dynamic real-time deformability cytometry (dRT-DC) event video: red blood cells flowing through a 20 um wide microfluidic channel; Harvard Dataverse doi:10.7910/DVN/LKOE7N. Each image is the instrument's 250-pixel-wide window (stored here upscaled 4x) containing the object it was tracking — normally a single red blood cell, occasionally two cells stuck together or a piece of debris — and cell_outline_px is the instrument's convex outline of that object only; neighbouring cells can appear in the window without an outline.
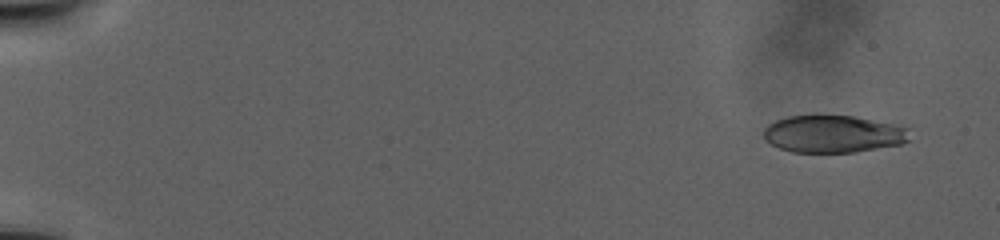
{"species": "human", "species_latin": "Homo sapiens", "temperature_condition": "warm", "stored_images_in_passage": 110, "camera_frame_rate_fps": 3000, "um_per_image_px": 0.085, "donor": {"sex": "male"}, "frame": {"image": 1, "passage_image": 1, "time_ms": 0.0, "image_size_px": [1000, 240], "cell_outline_px": [[908, 140], [900, 144], [856, 152], [792, 152], [780, 148], [772, 144], [764, 136], [764, 128], [768, 124], [776, 120], [788, 116], [812, 112], [816, 112], [852, 116], [896, 124], [908, 128]], "centroid_in_image_um": [70.78, 11.34], "position_along_channel_um": 14.2, "area_um2": 32.43}}
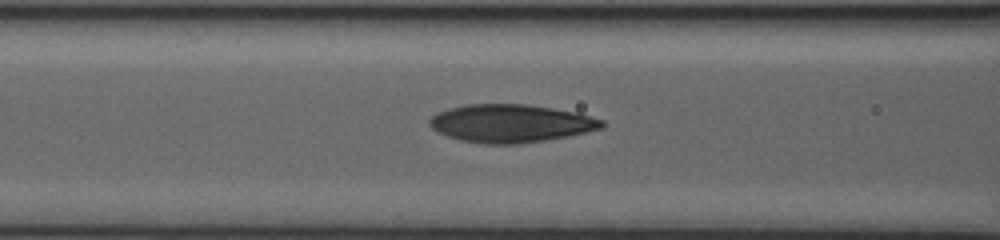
{"frame": {"image": 2, "passage_image": 94, "time_ms": 17.0, "image_size_px": [1000, 240], "cell_outline_px": [[604, 128], [568, 136], [520, 144], [484, 144], [460, 140], [436, 132], [428, 124], [428, 120], [436, 112], [448, 108], [464, 104], [528, 104], [576, 112], [604, 120]], "centroid_in_image_um": [43.38, 10.48], "position_along_channel_um": 123.2, "area_um2": 38.44}}
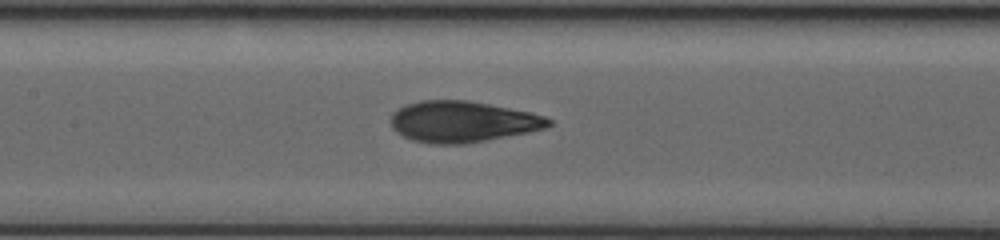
{"frame": {"image": 3, "passage_image": 109, "time_ms": 19.667, "image_size_px": [1000, 240], "cell_outline_px": [[552, 124], [544, 128], [528, 132], [484, 140], [460, 144], [428, 144], [412, 140], [396, 132], [392, 128], [392, 112], [396, 108], [420, 100], [468, 100], [532, 112], [544, 116], [552, 120]], "centroid_in_image_um": [39.29, 10.33], "position_along_channel_um": 168.1, "area_um2": 37.74}}